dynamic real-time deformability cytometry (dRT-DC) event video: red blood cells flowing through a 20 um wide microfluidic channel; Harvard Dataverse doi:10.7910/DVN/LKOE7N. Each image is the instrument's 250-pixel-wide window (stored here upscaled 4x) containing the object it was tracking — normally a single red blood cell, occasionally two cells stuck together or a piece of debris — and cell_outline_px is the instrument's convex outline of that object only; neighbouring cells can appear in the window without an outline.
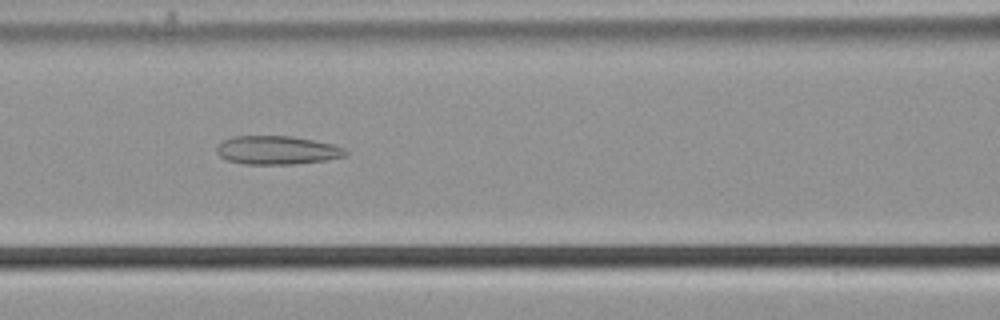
{"species": "common noctule bat (a hibernating species)", "species_latin": "Nyctalus noctula", "temperature_condition": "cold", "stored_images_in_passage": 44, "camera_frame_rate_fps": 3000, "um_per_image_px": 0.085, "animal": {"sex": "male", "body_mass_g": 21.5, "forearm_length_mm": 52.0}, "frame": {"image": 1, "passage_image": 13, "time_ms": 4.0, "image_size_px": [1000, 320], "cell_outline_px": [[348, 156], [324, 160], [296, 164], [244, 164], [228, 160], [220, 156], [216, 152], [216, 148], [224, 140], [232, 136], [292, 136], [332, 144], [344, 148], [348, 152]], "centroid_in_image_um": [23.56, 12.77], "position_along_channel_um": 143.0, "area_um2": 21.39}}
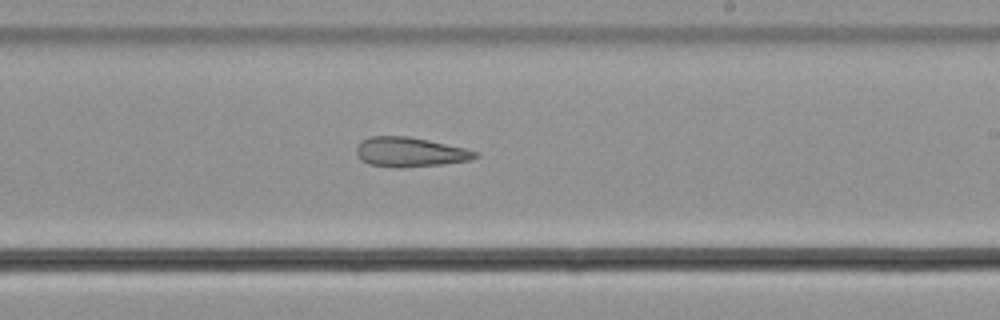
{"frame": {"image": 2, "passage_image": 22, "time_ms": 7.0, "image_size_px": [1000, 320], "cell_outline_px": [[480, 156], [472, 160], [440, 164], [400, 168], [396, 168], [368, 164], [360, 160], [356, 152], [356, 148], [360, 140], [372, 136], [408, 136], [428, 140], [464, 148], [476, 152]], "centroid_in_image_um": [34.81, 12.93], "position_along_channel_um": 254.2, "area_um2": 20.52}}
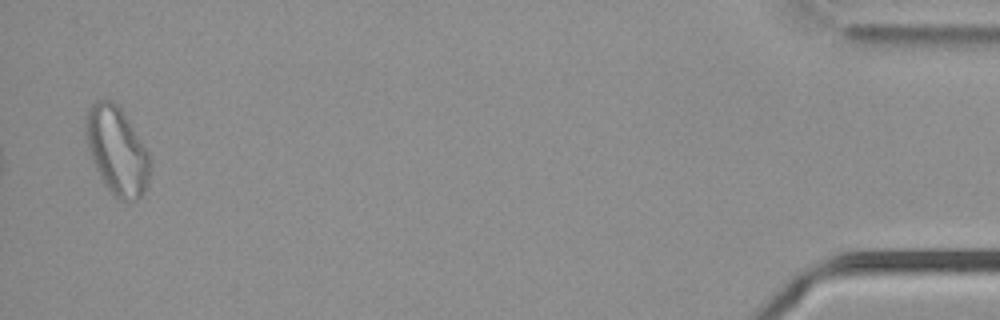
{"frame": {"image": 3, "passage_image": 43, "time_ms": 14.0, "image_size_px": [1000, 320], "cell_outline_px": [[148, 184], [144, 192], [136, 200], [128, 204], [120, 200], [104, 184], [92, 160], [88, 144], [84, 116], [88, 108], [96, 100], [112, 100], [120, 108], [144, 148], [148, 156]], "centroid_in_image_um": [9.9, 12.83], "position_along_channel_um": 425.3, "area_um2": 31.96}, "authors_computed_cell_mechanics": {"area_um2": 22.831, "velocity_mm_per_s": 3.7135, "shape_relaxation_time_tau1_ms": null, "shape_relaxation_time_tau2_ms": 4.3527, "deformation_change_tau1": null, "deformation_change_tau2": 0.1294}}